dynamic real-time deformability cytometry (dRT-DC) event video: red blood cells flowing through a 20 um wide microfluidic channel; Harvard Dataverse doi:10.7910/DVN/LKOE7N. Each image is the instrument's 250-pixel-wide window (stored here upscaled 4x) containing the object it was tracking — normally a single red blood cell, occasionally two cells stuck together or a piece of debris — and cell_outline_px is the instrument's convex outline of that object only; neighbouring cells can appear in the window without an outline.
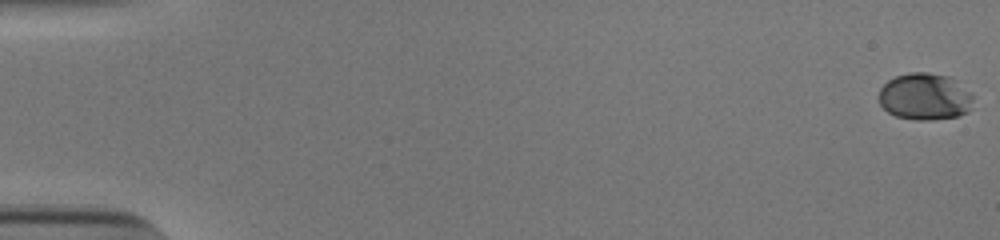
{"species": "human", "species_latin": "Homo sapiens", "temperature_condition": "cold", "stored_images_in_passage": 55, "camera_frame_rate_fps": 3000, "um_per_image_px": 0.085, "donor": {"sex": "male"}, "frame": {"image": 1, "passage_image": 1, "time_ms": 0.0, "image_size_px": [1000, 240], "cell_outline_px": [[972, 100], [968, 112], [956, 116], [932, 120], [916, 120], [896, 116], [888, 112], [880, 104], [880, 88], [888, 80], [896, 76], [908, 72], [928, 72], [948, 76], [972, 92]], "centroid_in_image_um": [78.61, 8.21], "position_along_channel_um": 6.4, "area_um2": 25.72}}
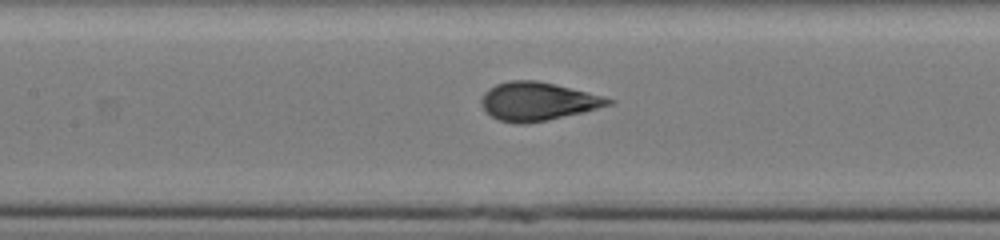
{"frame": {"image": 2, "passage_image": 27, "time_ms": 8.667, "image_size_px": [1000, 240], "cell_outline_px": [[616, 100], [612, 104], [584, 112], [548, 120], [524, 124], [516, 124], [500, 120], [492, 116], [484, 108], [480, 100], [484, 92], [488, 88], [496, 84], [508, 80], [536, 80], [588, 92], [604, 96]], "centroid_in_image_um": [45.71, 8.61], "position_along_channel_um": 161.7, "area_um2": 28.38}}
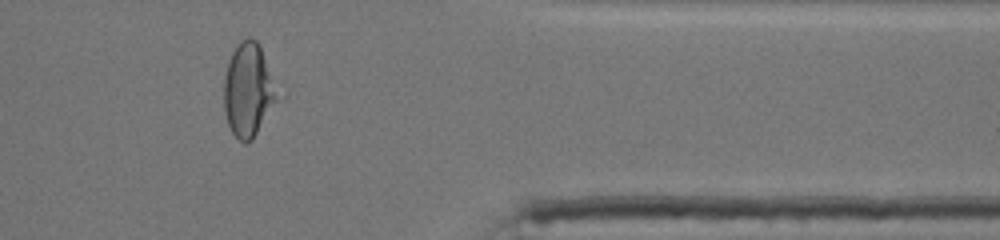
{"frame": {"image": 3, "passage_image": 46, "time_ms": 15.0, "image_size_px": [1000, 240], "cell_outline_px": [[280, 96], [252, 140], [244, 144], [232, 132], [228, 124], [224, 112], [224, 76], [228, 60], [236, 44], [240, 40], [248, 36], [256, 40], [260, 48]], "centroid_in_image_um": [21.08, 7.65], "position_along_channel_um": 390.3, "area_um2": 28.9}, "authors_computed_cell_mechanics": {"area_um2": 27.6284, "velocity_mm_per_s": 3.8673, "shape_relaxation_time_tau1_ms": 4.8247, "shape_relaxation_time_tau2_ms": null, "deformation_change_tau1": 0.1714, "deformation_change_tau2": null}}